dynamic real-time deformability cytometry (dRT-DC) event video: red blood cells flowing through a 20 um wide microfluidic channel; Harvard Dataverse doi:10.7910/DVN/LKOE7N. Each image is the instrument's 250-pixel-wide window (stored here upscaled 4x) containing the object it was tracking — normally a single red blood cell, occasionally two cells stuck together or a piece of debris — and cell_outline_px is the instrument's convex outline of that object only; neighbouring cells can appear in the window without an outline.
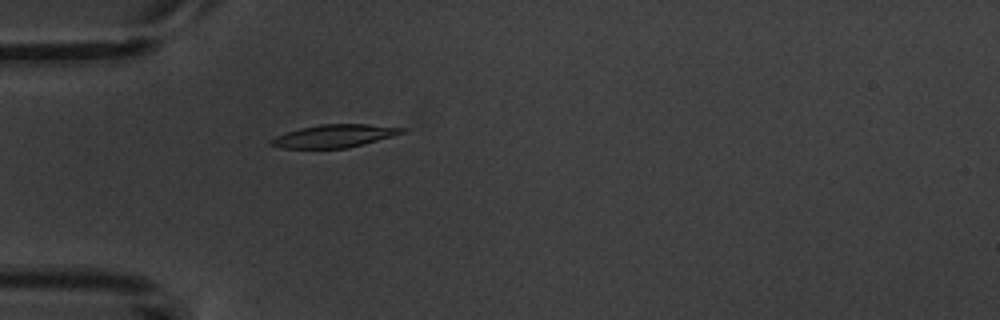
{"species": "common noctule bat (a hibernating species)", "species_latin": "Nyctalus noctula", "temperature_condition": "warm", "stored_images_in_passage": 5, "camera_frame_rate_fps": 3000, "um_per_image_px": 0.085, "animal": {"sex": "male", "body_mass_g": 20.1, "forearm_length_mm": 53.5}, "frame": {"image": 1, "passage_image": 5, "time_ms": 5.0, "image_size_px": [1000, 320], "cell_outline_px": [[408, 128], [404, 132], [392, 136], [364, 144], [348, 148], [280, 148], [268, 144], [268, 140], [276, 136], [300, 128], [320, 124], [368, 124]], "centroid_in_image_um": [28.4, 11.56], "position_along_channel_um": 56.6, "area_um2": 17.46}}